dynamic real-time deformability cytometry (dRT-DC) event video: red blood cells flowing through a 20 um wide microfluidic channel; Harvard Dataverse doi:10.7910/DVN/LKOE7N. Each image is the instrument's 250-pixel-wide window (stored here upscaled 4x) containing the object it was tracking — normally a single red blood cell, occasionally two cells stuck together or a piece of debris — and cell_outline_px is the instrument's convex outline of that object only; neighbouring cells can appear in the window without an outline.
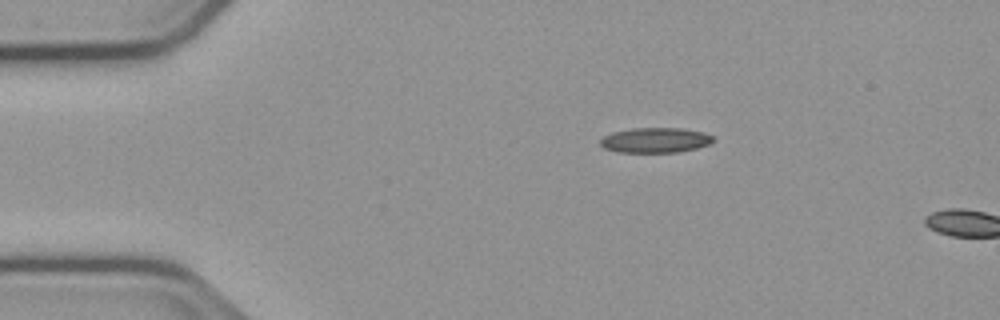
{"species": "common noctule bat (a hibernating species)", "species_latin": "Nyctalus noctula", "temperature_condition": "cold", "stored_images_in_passage": 4, "camera_frame_rate_fps": 3000, "um_per_image_px": 0.085, "animal": {"sex": "male", "body_mass_g": 23.1, "forearm_length_mm": 52.7}, "frame": {"image": 1, "passage_image": 1, "time_ms": 0.0, "image_size_px": [1000, 320], "cell_outline_px": [[716, 140], [708, 144], [696, 148], [676, 152], [616, 152], [604, 148], [600, 144], [600, 140], [604, 136], [612, 132], [632, 128], [680, 128], [704, 132], [712, 136]], "centroid_in_image_um": [55.69, 11.91], "position_along_channel_um": 29.3, "area_um2": 16.47}}